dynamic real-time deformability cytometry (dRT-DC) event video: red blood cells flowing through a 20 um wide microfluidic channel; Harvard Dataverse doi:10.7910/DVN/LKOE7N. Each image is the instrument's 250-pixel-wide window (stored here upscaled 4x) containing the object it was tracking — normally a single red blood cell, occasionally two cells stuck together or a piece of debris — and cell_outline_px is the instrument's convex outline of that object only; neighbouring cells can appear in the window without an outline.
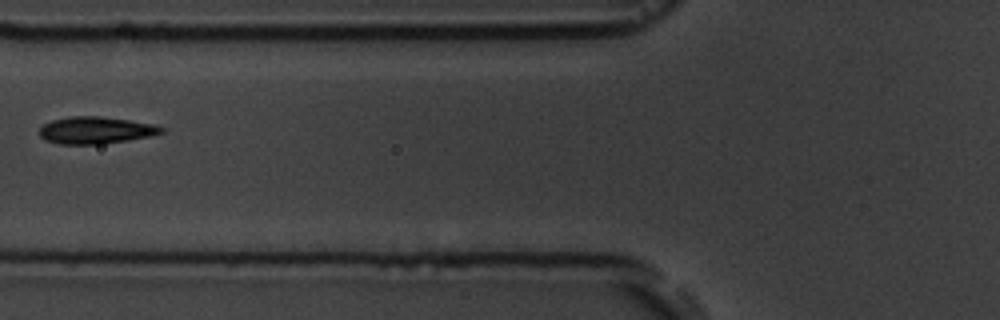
{"species": "common noctule bat (a hibernating species)", "species_latin": "Nyctalus noctula", "temperature_condition": "room temperature", "stored_images_in_passage": 4, "camera_frame_rate_fps": 3000, "um_per_image_px": 0.085, "animal": {"sex": "male", "body_mass_g": 19.5, "forearm_length_mm": 54.6}, "frame": {"image": 1, "passage_image": 3, "time_ms": 2.333, "image_size_px": [1000, 320], "cell_outline_px": [[164, 132], [152, 136], [128, 140], [100, 144], [60, 144], [44, 140], [40, 136], [40, 128], [44, 124], [52, 120], [72, 116], [100, 116], [156, 124], [164, 128]], "centroid_in_image_um": [8.16, 11.07], "position_along_channel_um": 117.6, "area_um2": 19.25}}
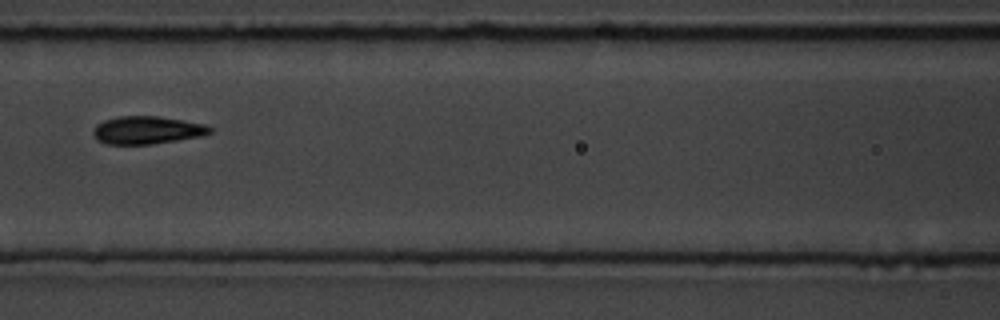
{"frame": {"image": 2, "passage_image": 4, "time_ms": 3.333, "image_size_px": [1000, 320], "cell_outline_px": [[212, 132], [200, 136], [152, 144], [104, 144], [96, 140], [92, 132], [96, 124], [104, 120], [120, 116], [156, 116], [184, 120], [204, 124], [212, 128]], "centroid_in_image_um": [12.46, 11.06], "position_along_channel_um": 154.1, "area_um2": 18.9}}